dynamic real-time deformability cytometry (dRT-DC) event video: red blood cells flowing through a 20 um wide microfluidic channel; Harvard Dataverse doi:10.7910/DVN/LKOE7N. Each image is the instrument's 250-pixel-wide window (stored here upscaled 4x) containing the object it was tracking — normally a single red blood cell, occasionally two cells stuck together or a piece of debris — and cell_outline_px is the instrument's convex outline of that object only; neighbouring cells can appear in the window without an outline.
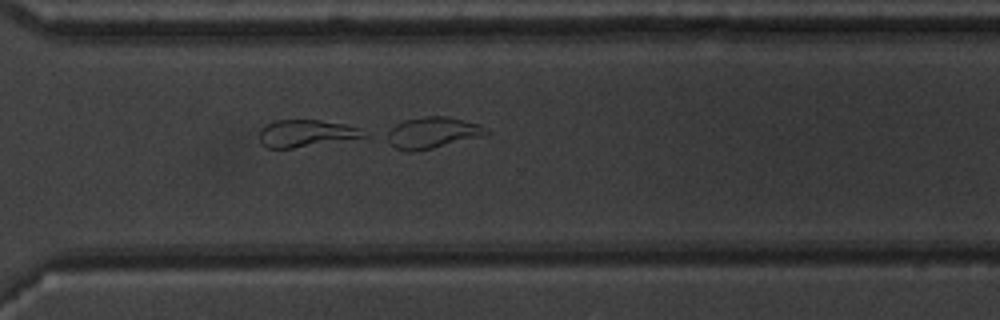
{"species": "common noctule bat (a hibernating species)", "species_latin": "Nyctalus noctula", "temperature_condition": "warm", "stored_images_in_passage": 49, "camera_frame_rate_fps": 3000, "um_per_image_px": 0.085, "animal": {"sex": "male", "body_mass_g": 20.1, "forearm_length_mm": 53.5}, "frame": {"image": 1, "passage_image": 36, "time_ms": 11.667, "image_size_px": [1000, 320], "cell_outline_px": [[368, 136], [292, 148], [264, 148], [260, 144], [260, 128], [264, 124], [276, 120], [320, 120], [344, 124], [360, 128]], "centroid_in_image_um": [25.94, 11.33], "position_along_channel_um": 344.7, "area_um2": 16.42}}